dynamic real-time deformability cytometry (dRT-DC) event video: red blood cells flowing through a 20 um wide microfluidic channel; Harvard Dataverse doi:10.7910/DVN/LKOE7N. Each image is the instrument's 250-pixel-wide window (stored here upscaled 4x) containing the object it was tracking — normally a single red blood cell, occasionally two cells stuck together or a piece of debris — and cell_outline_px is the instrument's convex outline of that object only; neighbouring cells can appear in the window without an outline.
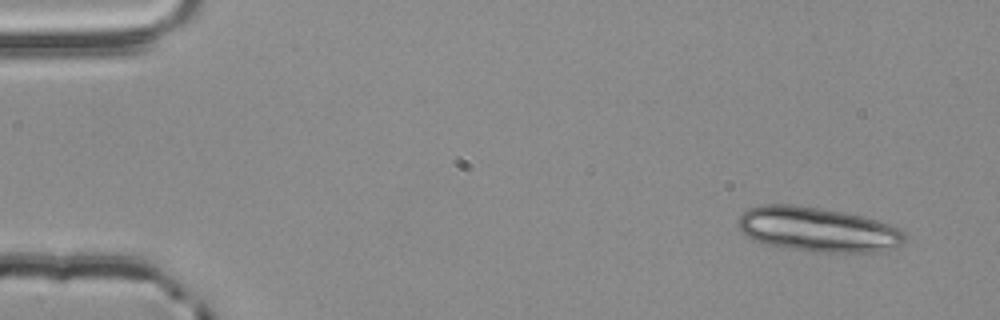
{"species": "common noctule bat (a hibernating species)", "species_latin": "Nyctalus noctula", "temperature_condition": "room temperature", "stored_images_in_passage": 5, "segment_of_instrument_passage": [1, 2], "camera_frame_rate_fps": 3000, "um_per_image_px": 0.085, "animal": {"sex": "male", "body_mass_g": 20.4}, "frame": {"image": 1, "passage_image": 1, "time_ms": 0.0, "image_size_px": [1000, 320], "cell_outline_px": [[904, 240], [900, 244], [876, 252], [816, 252], [764, 244], [752, 240], [744, 236], [740, 232], [736, 220], [748, 208], [760, 204], [796, 204], [844, 212], [864, 216], [900, 228], [904, 232]], "centroid_in_image_um": [69.42, 19.49], "position_along_channel_um": 15.6, "area_um2": 43.52}}